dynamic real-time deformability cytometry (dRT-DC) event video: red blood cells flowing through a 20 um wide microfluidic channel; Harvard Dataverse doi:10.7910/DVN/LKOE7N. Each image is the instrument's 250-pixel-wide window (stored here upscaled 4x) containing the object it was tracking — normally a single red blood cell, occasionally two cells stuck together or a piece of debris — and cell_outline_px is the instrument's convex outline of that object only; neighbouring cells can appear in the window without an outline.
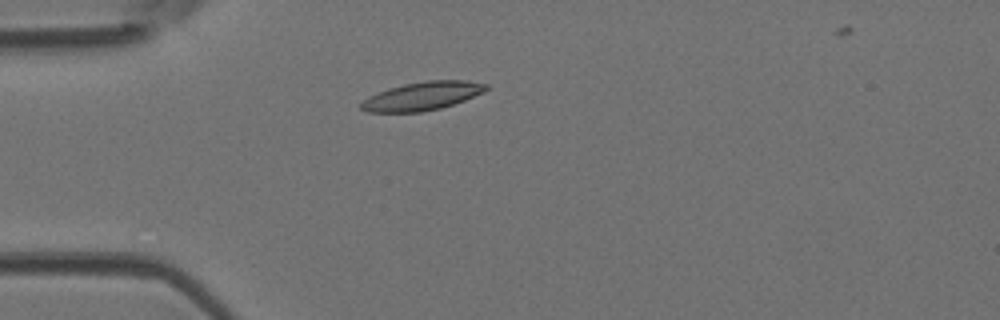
{"species": "Egyptian fruit bat (a non-hibernating species)", "species_latin": "Rousettus aegyptiacus", "temperature_condition": "room temperature", "stored_images_in_passage": 3, "camera_frame_rate_fps": 3000, "um_per_image_px": 0.085, "animal": {"sex": "female"}, "frame": {"image": 1, "passage_image": 3, "time_ms": 0.667, "image_size_px": [1000, 320], "cell_outline_px": [[488, 88], [484, 92], [464, 100], [440, 108], [420, 112], [368, 112], [360, 108], [360, 104], [368, 96], [388, 88], [404, 84], [428, 80], [464, 80], [488, 84]], "centroid_in_image_um": [35.88, 8.16], "position_along_channel_um": 49.1, "area_um2": 20.58}}